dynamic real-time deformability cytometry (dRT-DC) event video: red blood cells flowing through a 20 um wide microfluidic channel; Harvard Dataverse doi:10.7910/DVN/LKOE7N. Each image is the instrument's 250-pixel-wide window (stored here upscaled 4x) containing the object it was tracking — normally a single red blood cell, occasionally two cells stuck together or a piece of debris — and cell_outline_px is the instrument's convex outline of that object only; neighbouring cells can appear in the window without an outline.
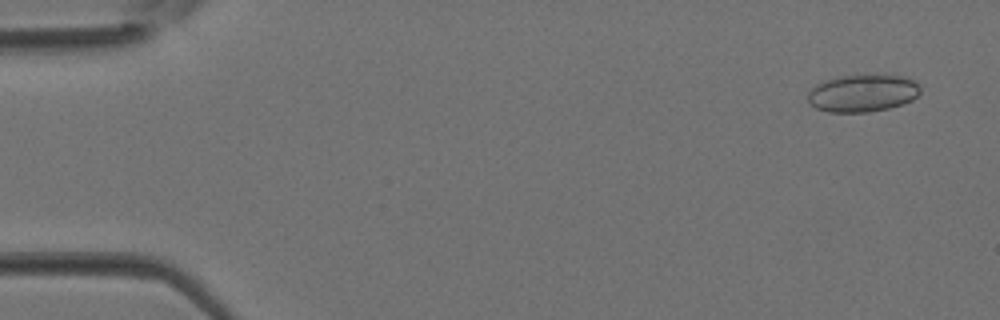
{"species": "Egyptian fruit bat (a non-hibernating species)", "species_latin": "Rousettus aegyptiacus", "temperature_condition": "room temperature", "stored_images_in_passage": 4, "camera_frame_rate_fps": 3000, "um_per_image_px": 0.085, "animal": {"sex": "female"}, "frame": {"image": 1, "passage_image": 1, "time_ms": 0.0, "image_size_px": [1000, 320], "cell_outline_px": [[920, 92], [912, 100], [904, 104], [888, 108], [868, 112], [828, 112], [816, 108], [808, 104], [808, 92], [816, 84], [836, 76], [900, 76], [916, 80], [920, 84]], "centroid_in_image_um": [73.32, 7.93], "position_along_channel_um": 11.7, "area_um2": 24.45}}
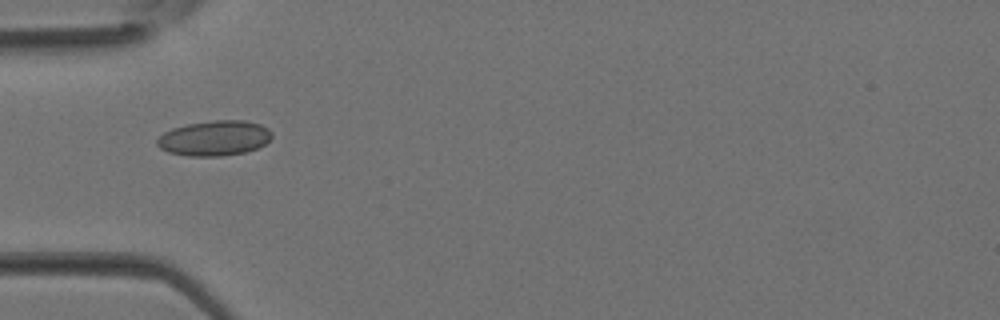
{"frame": {"image": 2, "passage_image": 4, "time_ms": 1.0, "image_size_px": [1000, 320], "cell_outline_px": [[272, 136], [264, 144], [256, 148], [244, 152], [220, 156], [188, 156], [168, 152], [160, 148], [156, 144], [156, 140], [164, 132], [172, 128], [188, 124], [212, 120], [244, 120], [260, 124], [268, 128], [272, 132]], "centroid_in_image_um": [18.21, 11.74], "position_along_channel_um": 66.8, "area_um2": 23.47}}